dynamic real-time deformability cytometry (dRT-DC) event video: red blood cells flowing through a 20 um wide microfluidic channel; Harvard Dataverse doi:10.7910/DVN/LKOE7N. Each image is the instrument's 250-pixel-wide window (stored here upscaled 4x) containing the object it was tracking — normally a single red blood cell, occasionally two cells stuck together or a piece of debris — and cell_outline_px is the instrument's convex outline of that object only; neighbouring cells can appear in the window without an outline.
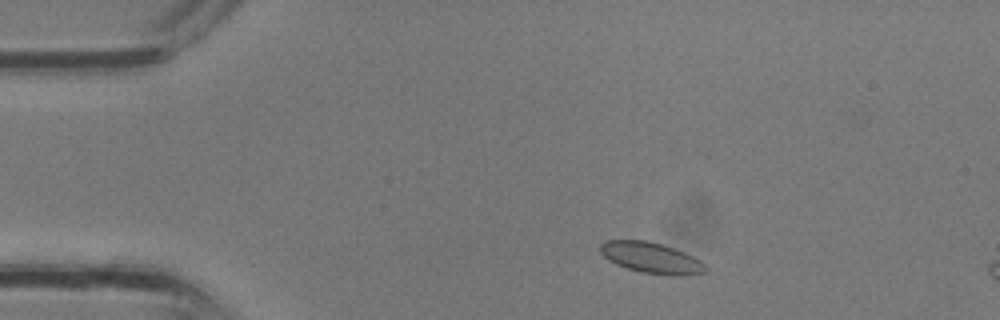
{"species": "common noctule bat (a hibernating species)", "species_latin": "Nyctalus noctula", "temperature_condition": "room temperature", "stored_images_in_passage": 31, "segment_of_instrument_passage": [1, 2], "camera_frame_rate_fps": 3000, "um_per_image_px": 0.085, "animal": {"sex": "male", "body_mass_g": 13.3}, "frame": {"image": 1, "passage_image": 3, "time_ms": 0.667, "image_size_px": [1000, 320], "cell_outline_px": [[708, 268], [704, 272], [680, 276], [672, 276], [640, 272], [616, 264], [608, 260], [600, 252], [600, 244], [604, 240], [648, 240], [684, 252], [700, 260]], "centroid_in_image_um": [55.33, 21.91], "position_along_channel_um": 29.7, "area_um2": 18.9}}
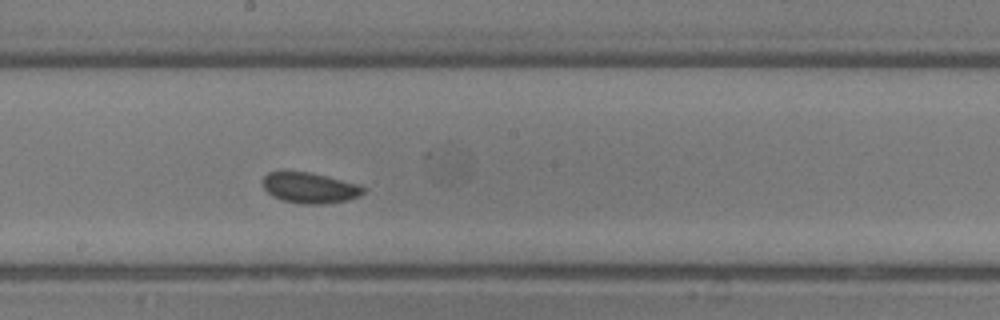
{"frame": {"image": 2, "passage_image": 15, "time_ms": 4.667, "image_size_px": [1000, 320], "cell_outline_px": [[364, 192], [360, 196], [348, 200], [324, 204], [304, 204], [280, 200], [272, 196], [264, 188], [264, 176], [268, 172], [308, 172], [360, 184], [364, 188]], "centroid_in_image_um": [26.35, 15.98], "position_along_channel_um": 221.8, "area_um2": 17.86}}
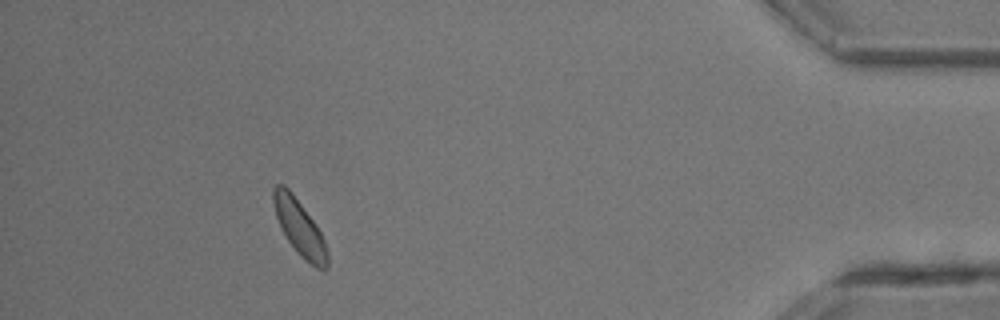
{"frame": {"image": 3, "passage_image": 27, "time_ms": 8.667, "image_size_px": [1000, 320], "cell_outline_px": [[328, 268], [324, 272], [316, 268], [304, 260], [300, 256], [288, 240], [276, 216], [272, 200], [272, 188], [276, 184], [284, 184], [292, 192], [312, 220], [320, 232], [324, 240], [328, 252]], "centroid_in_image_um": [25.47, 19.37], "position_along_channel_um": 409.7, "area_um2": 17.4}}